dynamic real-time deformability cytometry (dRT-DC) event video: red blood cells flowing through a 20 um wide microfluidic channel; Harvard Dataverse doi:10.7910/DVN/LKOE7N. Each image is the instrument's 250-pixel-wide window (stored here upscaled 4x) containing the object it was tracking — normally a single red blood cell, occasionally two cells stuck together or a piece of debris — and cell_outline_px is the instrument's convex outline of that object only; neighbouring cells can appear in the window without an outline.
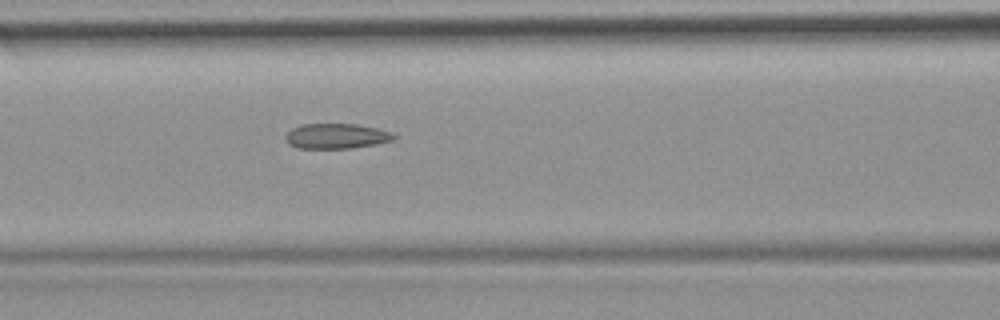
{"species": "common noctule bat (a hibernating species)", "species_latin": "Nyctalus noctula", "temperature_condition": "room temperature", "stored_images_in_passage": 33, "camera_frame_rate_fps": 3000, "um_per_image_px": 0.085, "animal": {"sex": "female", "body_mass_g": 19.9}, "frame": {"image": 1, "passage_image": 6, "time_ms": 1.667, "image_size_px": [1000, 320], "cell_outline_px": [[396, 136], [392, 140], [376, 144], [352, 148], [296, 148], [288, 144], [284, 136], [292, 128], [300, 124], [356, 124], [376, 128], [392, 132]], "centroid_in_image_um": [28.56, 11.57], "position_along_channel_um": 138.0, "area_um2": 15.9}}